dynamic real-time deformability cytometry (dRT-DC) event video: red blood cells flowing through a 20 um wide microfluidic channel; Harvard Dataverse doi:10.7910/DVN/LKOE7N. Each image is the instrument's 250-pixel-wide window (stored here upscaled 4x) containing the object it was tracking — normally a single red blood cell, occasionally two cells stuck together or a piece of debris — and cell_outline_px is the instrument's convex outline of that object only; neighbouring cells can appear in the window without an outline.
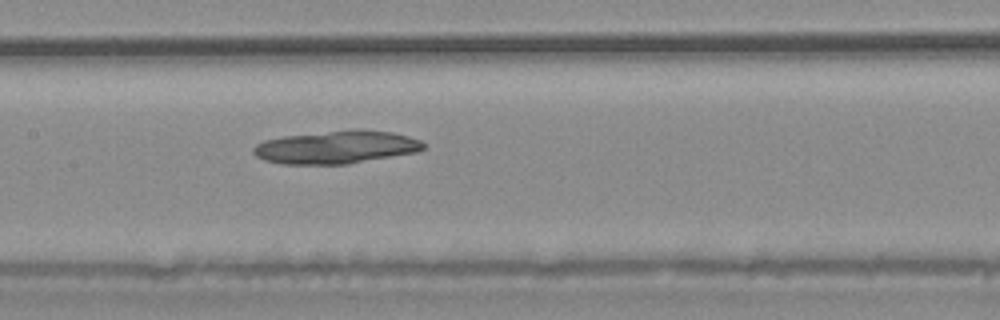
{"species": "common noctule bat (a hibernating species)", "species_latin": "Nyctalus noctula", "temperature_condition": "warm", "stored_images_in_passage": 4, "camera_frame_rate_fps": 3000, "um_per_image_px": 0.085, "animal": {"sex": "male", "body_mass_g": 20.4}, "frame": {"image": 1, "passage_image": 4, "time_ms": 3.667, "image_size_px": [1000, 320], "cell_outline_px": [[424, 148], [416, 152], [348, 164], [280, 164], [264, 160], [256, 156], [252, 152], [252, 148], [256, 144], [264, 140], [284, 136], [356, 128], [364, 128], [392, 132], [408, 136], [420, 140], [424, 144]], "centroid_in_image_um": [28.57, 12.5], "position_along_channel_um": 178.8, "area_um2": 32.89}}